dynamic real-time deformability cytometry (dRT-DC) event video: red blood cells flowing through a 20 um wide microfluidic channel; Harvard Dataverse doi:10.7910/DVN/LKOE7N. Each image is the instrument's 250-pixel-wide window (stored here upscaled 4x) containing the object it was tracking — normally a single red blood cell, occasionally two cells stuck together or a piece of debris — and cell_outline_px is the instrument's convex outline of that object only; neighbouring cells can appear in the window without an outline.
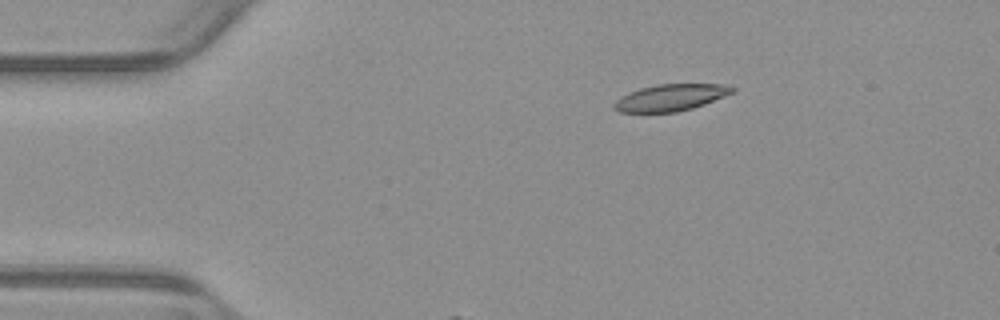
{"species": "common noctule bat (a hibernating species)", "species_latin": "Nyctalus noctula", "temperature_condition": "warm", "stored_images_in_passage": 46, "camera_frame_rate_fps": 3000, "um_per_image_px": 0.085, "animal": {"sex": "male", "body_mass_g": 23.1, "forearm_length_mm": 52.7}, "frame": {"image": 1, "passage_image": 1, "time_ms": 0.0, "image_size_px": [1000, 320], "cell_outline_px": [[736, 92], [704, 104], [692, 108], [676, 112], [620, 112], [612, 108], [612, 104], [620, 96], [628, 92], [640, 88], [656, 84], [732, 84], [736, 88]], "centroid_in_image_um": [57.03, 8.28], "position_along_channel_um": 28.0, "area_um2": 18.67}}
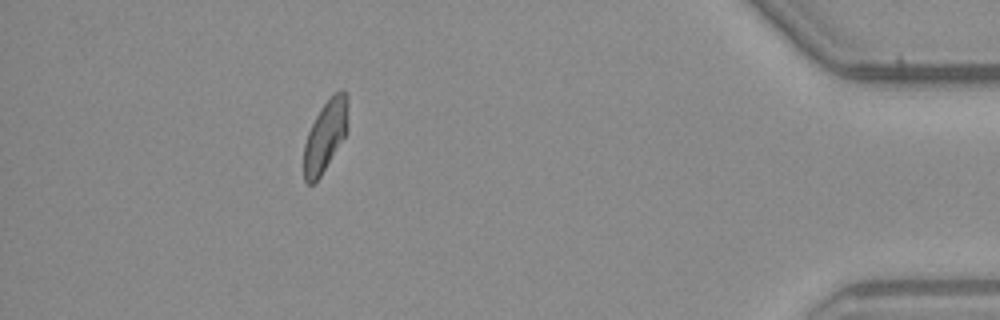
{"frame": {"image": 2, "passage_image": 40, "time_ms": 13.0, "image_size_px": [1000, 320], "cell_outline_px": [[348, 132], [320, 176], [312, 184], [308, 184], [304, 180], [304, 144], [308, 132], [320, 108], [332, 92], [340, 88], [344, 88], [348, 96]], "centroid_in_image_um": [27.69, 11.45], "position_along_channel_um": 407.5, "area_um2": 18.67}}